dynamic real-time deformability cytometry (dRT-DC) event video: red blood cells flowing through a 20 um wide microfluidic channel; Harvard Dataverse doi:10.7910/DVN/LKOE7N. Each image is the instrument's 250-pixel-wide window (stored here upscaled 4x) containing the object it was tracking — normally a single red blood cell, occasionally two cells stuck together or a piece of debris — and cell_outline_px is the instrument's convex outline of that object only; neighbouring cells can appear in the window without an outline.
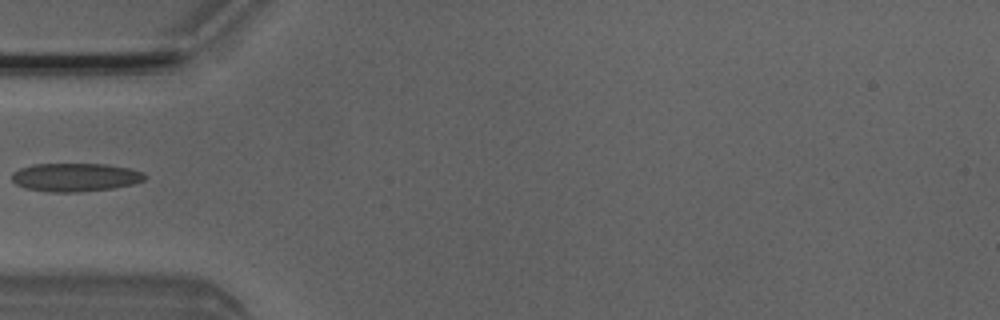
{"species": "Egyptian fruit bat (a non-hibernating species)", "species_latin": "Rousettus aegyptiacus", "temperature_condition": "room temperature", "stored_images_in_passage": 4, "camera_frame_rate_fps": 3000, "um_per_image_px": 0.085, "animal": {"sex": "male"}, "frame": {"image": 1, "passage_image": 4, "time_ms": 1.0, "image_size_px": [1000, 320], "cell_outline_px": [[148, 176], [144, 180], [132, 184], [112, 188], [80, 192], [48, 192], [24, 188], [16, 184], [12, 180], [12, 172], [20, 168], [32, 164], [108, 164], [128, 168], [144, 172]], "centroid_in_image_um": [6.39, 15.07], "position_along_channel_um": 78.6, "area_um2": 22.14}}